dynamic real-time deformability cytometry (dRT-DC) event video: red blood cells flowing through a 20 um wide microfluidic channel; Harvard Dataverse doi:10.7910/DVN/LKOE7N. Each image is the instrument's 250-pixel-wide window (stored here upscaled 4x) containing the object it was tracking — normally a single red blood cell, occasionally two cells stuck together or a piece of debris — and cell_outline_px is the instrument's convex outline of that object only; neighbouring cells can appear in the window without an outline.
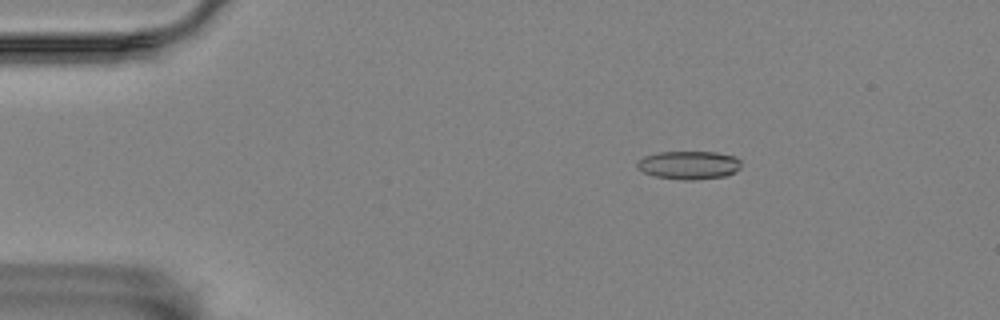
{"species": "Egyptian fruit bat (a non-hibernating species)", "species_latin": "Rousettus aegyptiacus", "temperature_condition": "room temperature", "stored_images_in_passage": 4, "camera_frame_rate_fps": 3000, "um_per_image_px": 0.085, "animal": {"sex": "female"}, "frame": {"image": 1, "passage_image": 3, "time_ms": 2.0, "image_size_px": [1000, 320], "cell_outline_px": [[740, 168], [736, 172], [724, 176], [692, 180], [684, 180], [656, 176], [644, 172], [636, 168], [636, 160], [644, 156], [656, 152], [716, 152], [736, 156], [740, 160]], "centroid_in_image_um": [58.54, 14.02], "position_along_channel_um": 26.5, "area_um2": 17.28}}